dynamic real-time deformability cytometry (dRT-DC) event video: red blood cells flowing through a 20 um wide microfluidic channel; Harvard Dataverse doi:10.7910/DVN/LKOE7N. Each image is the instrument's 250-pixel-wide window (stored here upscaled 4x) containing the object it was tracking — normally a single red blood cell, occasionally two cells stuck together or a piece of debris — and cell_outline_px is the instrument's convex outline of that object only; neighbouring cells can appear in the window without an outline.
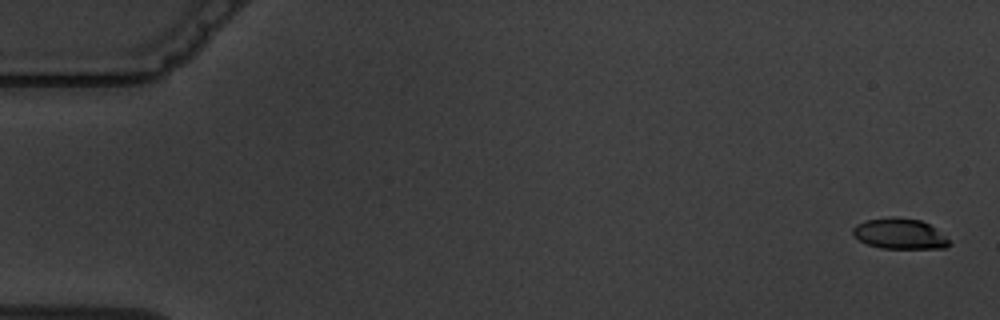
{"species": "common noctule bat (a hibernating species)", "species_latin": "Nyctalus noctula", "temperature_condition": "warm", "stored_images_in_passage": 6, "camera_frame_rate_fps": 3000, "um_per_image_px": 0.085, "animal": {"sex": "male", "body_mass_g": 19.5, "forearm_length_mm": 54.6}, "frame": {"image": 1, "passage_image": 1, "time_ms": 0.0, "image_size_px": [1000, 320], "cell_outline_px": [[952, 244], [944, 248], [880, 248], [868, 244], [860, 240], [852, 232], [852, 228], [856, 224], [868, 220], [892, 216], [896, 216], [920, 220], [928, 224], [944, 236]], "centroid_in_image_um": [76.45, 19.86], "position_along_channel_um": 8.5, "area_um2": 16.94}}
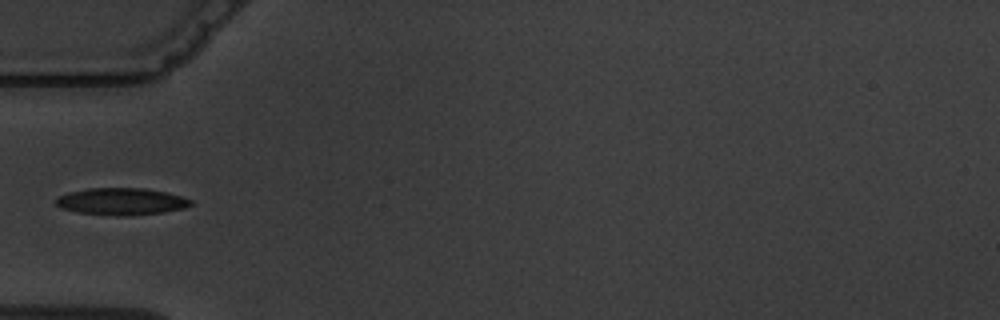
{"frame": {"image": 2, "passage_image": 6, "time_ms": 6.0, "image_size_px": [1000, 320], "cell_outline_px": [[192, 204], [184, 208], [164, 212], [120, 216], [76, 212], [60, 208], [56, 204], [56, 196], [68, 192], [88, 188], [144, 188], [168, 192], [192, 200]], "centroid_in_image_um": [10.28, 17.12], "position_along_channel_um": 74.7, "area_um2": 21.27}}